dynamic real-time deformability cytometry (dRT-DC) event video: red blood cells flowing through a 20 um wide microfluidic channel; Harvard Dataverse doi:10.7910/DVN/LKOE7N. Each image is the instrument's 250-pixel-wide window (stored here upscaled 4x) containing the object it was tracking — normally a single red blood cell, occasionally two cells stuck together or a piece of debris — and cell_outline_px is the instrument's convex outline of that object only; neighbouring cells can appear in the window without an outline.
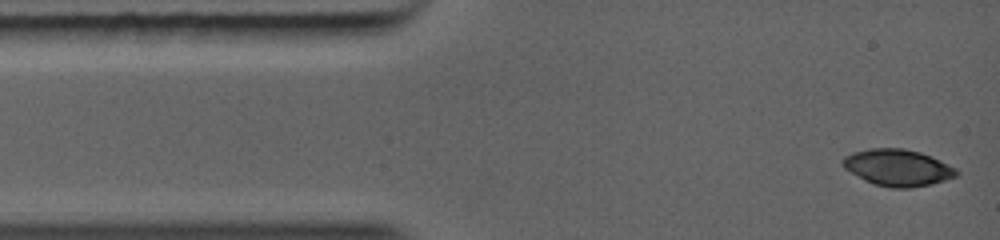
{"species": "common noctule bat (a hibernating species)", "species_latin": "Nyctalus noctula", "temperature_condition": "warm", "stored_images_in_passage": 45, "camera_frame_rate_fps": 5000, "um_per_image_px": 0.085, "animal": {"sex": "female", "body_mass_g": 19.0, "forearm_length_mm": 56.7}, "frame": {"image": 1, "passage_image": 1, "time_ms": 0.0, "image_size_px": [1000, 240], "cell_outline_px": [[960, 172], [956, 176], [932, 184], [912, 188], [892, 188], [876, 184], [864, 180], [844, 168], [840, 160], [844, 156], [852, 152], [872, 148], [904, 148], [920, 152], [932, 156], [956, 168]], "centroid_in_image_um": [76.3, 14.24], "position_along_channel_um": 8.7, "area_um2": 24.39}}
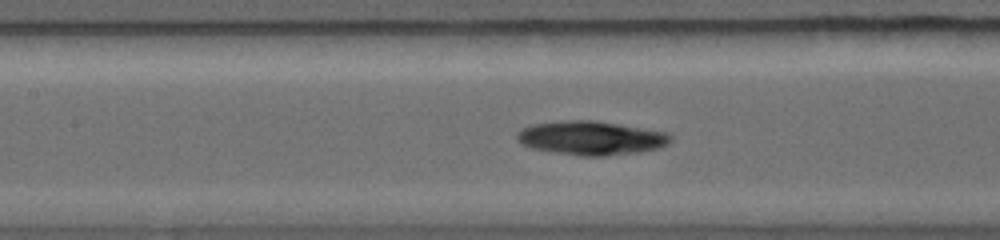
{"frame": {"image": 2, "passage_image": 18, "time_ms": 4.4, "image_size_px": [1000, 240], "cell_outline_px": [[672, 140], [668, 144], [660, 148], [640, 152], [604, 156], [580, 156], [532, 148], [516, 140], [516, 132], [520, 128], [532, 124], [564, 120], [596, 120], [668, 132], [672, 136]], "centroid_in_image_um": [50.26, 11.72], "position_along_channel_um": 157.1, "area_um2": 30.63}}
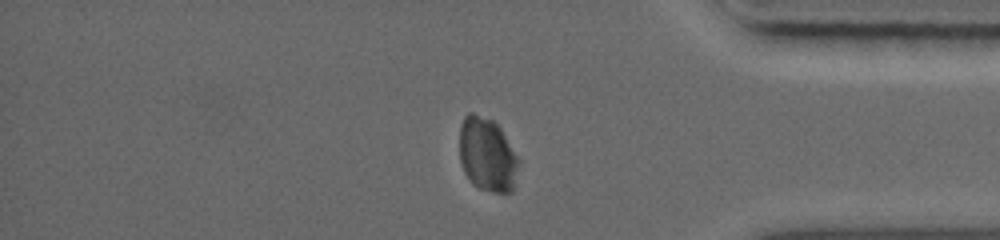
{"frame": {"image": 3, "passage_image": 39, "time_ms": 9.6, "image_size_px": [1000, 240], "cell_outline_px": [[520, 160], [512, 192], [492, 192], [480, 188], [472, 184], [464, 172], [460, 160], [460, 128], [464, 116], [468, 112], [472, 112], [492, 120], [500, 128]], "centroid_in_image_um": [41.41, 13.15], "position_along_channel_um": 393.8, "area_um2": 25.43}}